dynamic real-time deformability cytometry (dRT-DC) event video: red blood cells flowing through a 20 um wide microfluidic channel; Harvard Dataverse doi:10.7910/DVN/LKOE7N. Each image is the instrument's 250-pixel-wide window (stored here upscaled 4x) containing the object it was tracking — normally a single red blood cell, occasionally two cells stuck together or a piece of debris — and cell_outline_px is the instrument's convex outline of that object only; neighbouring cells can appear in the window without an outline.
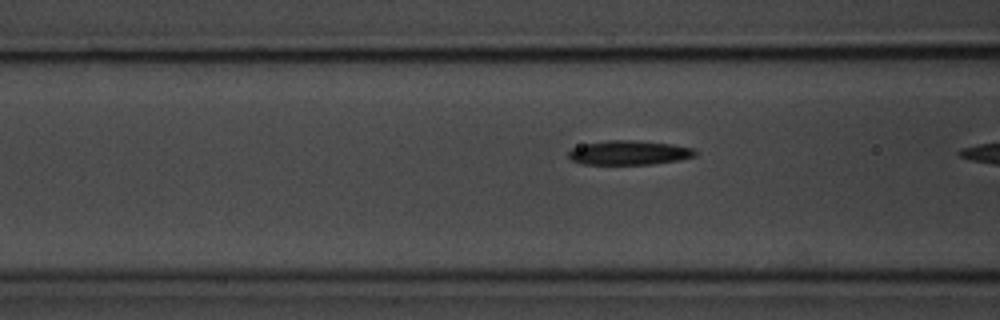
{"species": "common noctule bat (a hibernating species)", "species_latin": "Nyctalus noctula", "temperature_condition": "room temperature", "stored_images_in_passage": 11, "camera_frame_rate_fps": 3000, "um_per_image_px": 0.085, "animal": {"sex": "male", "body_mass_g": 20.1, "forearm_length_mm": 53.5}, "frame": {"image": 1, "passage_image": 10, "time_ms": 3.0, "image_size_px": [1000, 320], "cell_outline_px": [[696, 156], [680, 160], [652, 164], [580, 164], [572, 160], [568, 156], [568, 152], [572, 148], [584, 144], [608, 140], [636, 140], [672, 144], [696, 148]], "centroid_in_image_um": [53.5, 12.98], "position_along_channel_um": 113.1, "area_um2": 18.09}}